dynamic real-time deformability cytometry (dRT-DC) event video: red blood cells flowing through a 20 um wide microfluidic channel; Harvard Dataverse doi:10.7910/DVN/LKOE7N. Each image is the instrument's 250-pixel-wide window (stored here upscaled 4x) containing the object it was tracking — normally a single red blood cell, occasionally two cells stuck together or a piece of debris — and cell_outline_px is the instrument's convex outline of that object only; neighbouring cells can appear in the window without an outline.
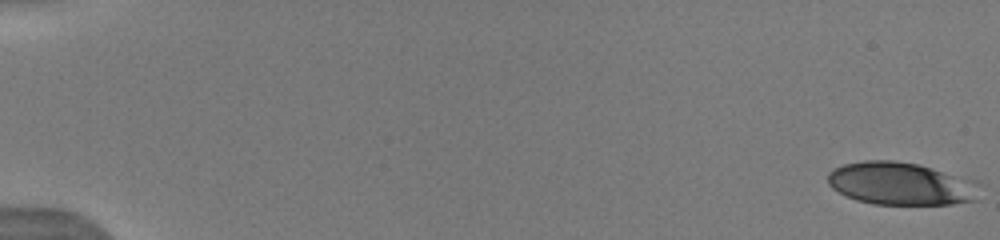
{"species": "human", "species_latin": "Homo sapiens", "temperature_condition": "warm", "stored_images_in_passage": 66, "camera_frame_rate_fps": 3000, "um_per_image_px": 0.085, "donor": {"sex": "male"}, "frame": {"image": 1, "passage_image": 1, "time_ms": 0.0, "image_size_px": [1000, 240], "cell_outline_px": [[984, 184], [976, 200], [952, 204], [872, 204], [856, 200], [832, 188], [828, 184], [828, 172], [832, 168], [844, 164], [864, 160], [896, 160], [920, 164], [980, 180]], "centroid_in_image_um": [76.68, 15.59], "position_along_channel_um": 8.3, "area_um2": 38.78}}
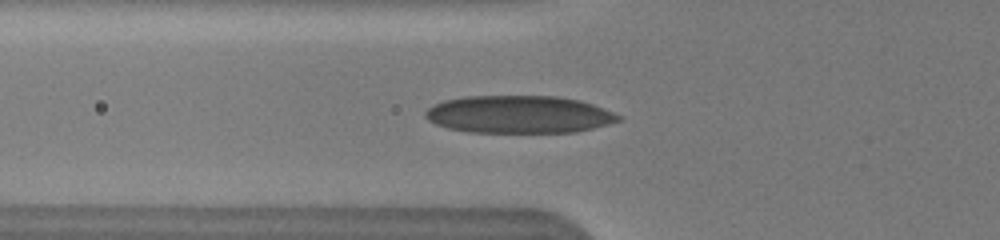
{"frame": {"image": 2, "passage_image": 24, "time_ms": 6.333, "image_size_px": [1000, 240], "cell_outline_px": [[624, 116], [620, 120], [608, 124], [576, 132], [468, 132], [448, 128], [436, 124], [428, 120], [424, 116], [424, 112], [432, 104], [444, 100], [464, 96], [556, 96], [580, 100], [604, 108]], "centroid_in_image_um": [44.1, 9.72], "position_along_channel_um": 81.7, "area_um2": 42.48}}
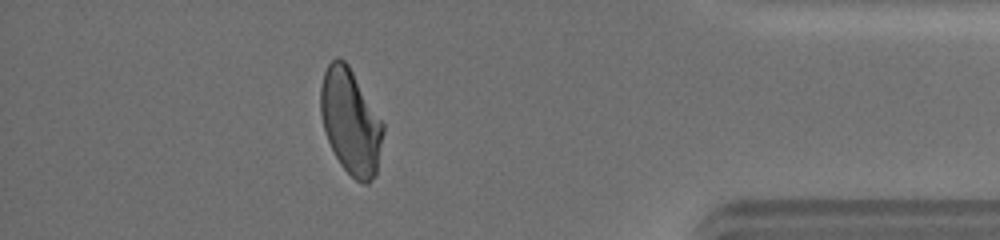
{"frame": {"image": 3, "passage_image": 59, "time_ms": 15.0, "image_size_px": [1000, 240], "cell_outline_px": [[384, 132], [376, 176], [368, 184], [364, 184], [356, 180], [340, 164], [324, 132], [320, 112], [320, 88], [324, 72], [328, 64], [336, 56], [344, 60], [348, 64], [384, 124]], "centroid_in_image_um": [29.8, 10.35], "position_along_channel_um": 405.4, "area_um2": 38.32}, "authors_computed_cell_mechanics": {"area_um2": 39.304, "velocity_mm_per_s": 4.0809, "shape_relaxation_time_tau1_ms": 9.4838, "shape_relaxation_time_tau2_ms": 1.4015, "deformation_change_tau1": 0.2705, "deformation_change_tau2": 0.0989}}